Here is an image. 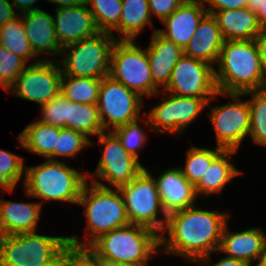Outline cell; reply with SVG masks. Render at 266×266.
<instances>
[{
  "label": "cell",
  "instance_id": "1",
  "mask_svg": "<svg viewBox=\"0 0 266 266\" xmlns=\"http://www.w3.org/2000/svg\"><path fill=\"white\" fill-rule=\"evenodd\" d=\"M229 213L196 208L195 205L167 215V223L160 235V248L165 254L180 255L188 261L205 264L210 255L218 251L222 231Z\"/></svg>",
  "mask_w": 266,
  "mask_h": 266
},
{
  "label": "cell",
  "instance_id": "2",
  "mask_svg": "<svg viewBox=\"0 0 266 266\" xmlns=\"http://www.w3.org/2000/svg\"><path fill=\"white\" fill-rule=\"evenodd\" d=\"M214 69L217 90L225 94L266 88V73L254 40H225Z\"/></svg>",
  "mask_w": 266,
  "mask_h": 266
},
{
  "label": "cell",
  "instance_id": "3",
  "mask_svg": "<svg viewBox=\"0 0 266 266\" xmlns=\"http://www.w3.org/2000/svg\"><path fill=\"white\" fill-rule=\"evenodd\" d=\"M87 173L93 180L90 188L88 181L84 184L78 204L85 207L89 240L86 238L87 242H82L76 236H67L68 245L78 248H86L102 234L130 224L120 190L109 188Z\"/></svg>",
  "mask_w": 266,
  "mask_h": 266
},
{
  "label": "cell",
  "instance_id": "4",
  "mask_svg": "<svg viewBox=\"0 0 266 266\" xmlns=\"http://www.w3.org/2000/svg\"><path fill=\"white\" fill-rule=\"evenodd\" d=\"M160 234L136 224L113 229L94 240L88 248L98 257L131 266H147L154 252L161 251Z\"/></svg>",
  "mask_w": 266,
  "mask_h": 266
},
{
  "label": "cell",
  "instance_id": "5",
  "mask_svg": "<svg viewBox=\"0 0 266 266\" xmlns=\"http://www.w3.org/2000/svg\"><path fill=\"white\" fill-rule=\"evenodd\" d=\"M25 180L22 183L27 197L45 201H61L78 204L88 175H83L64 162L48 160L42 164L25 167Z\"/></svg>",
  "mask_w": 266,
  "mask_h": 266
},
{
  "label": "cell",
  "instance_id": "6",
  "mask_svg": "<svg viewBox=\"0 0 266 266\" xmlns=\"http://www.w3.org/2000/svg\"><path fill=\"white\" fill-rule=\"evenodd\" d=\"M67 236L0 235V266H61Z\"/></svg>",
  "mask_w": 266,
  "mask_h": 266
},
{
  "label": "cell",
  "instance_id": "7",
  "mask_svg": "<svg viewBox=\"0 0 266 266\" xmlns=\"http://www.w3.org/2000/svg\"><path fill=\"white\" fill-rule=\"evenodd\" d=\"M116 38L100 32L62 48V76L102 79L109 75L111 51ZM69 51V52H68ZM67 53V54H66Z\"/></svg>",
  "mask_w": 266,
  "mask_h": 266
},
{
  "label": "cell",
  "instance_id": "8",
  "mask_svg": "<svg viewBox=\"0 0 266 266\" xmlns=\"http://www.w3.org/2000/svg\"><path fill=\"white\" fill-rule=\"evenodd\" d=\"M109 76L140 97L159 95L146 49L135 45V40H116L111 51Z\"/></svg>",
  "mask_w": 266,
  "mask_h": 266
},
{
  "label": "cell",
  "instance_id": "9",
  "mask_svg": "<svg viewBox=\"0 0 266 266\" xmlns=\"http://www.w3.org/2000/svg\"><path fill=\"white\" fill-rule=\"evenodd\" d=\"M123 196L130 224L164 231L167 214L164 212L154 177L145 168L132 181L118 188ZM159 210L164 218H159Z\"/></svg>",
  "mask_w": 266,
  "mask_h": 266
},
{
  "label": "cell",
  "instance_id": "10",
  "mask_svg": "<svg viewBox=\"0 0 266 266\" xmlns=\"http://www.w3.org/2000/svg\"><path fill=\"white\" fill-rule=\"evenodd\" d=\"M143 102L142 97L125 85L109 75L103 77L97 103L103 130L112 131L140 118Z\"/></svg>",
  "mask_w": 266,
  "mask_h": 266
},
{
  "label": "cell",
  "instance_id": "11",
  "mask_svg": "<svg viewBox=\"0 0 266 266\" xmlns=\"http://www.w3.org/2000/svg\"><path fill=\"white\" fill-rule=\"evenodd\" d=\"M214 69L206 62L183 54L174 66L163 93L196 98L227 95L217 90Z\"/></svg>",
  "mask_w": 266,
  "mask_h": 266
},
{
  "label": "cell",
  "instance_id": "12",
  "mask_svg": "<svg viewBox=\"0 0 266 266\" xmlns=\"http://www.w3.org/2000/svg\"><path fill=\"white\" fill-rule=\"evenodd\" d=\"M230 103L212 106L208 117L214 127L217 147L237 151L250 131L248 101H242L239 93L228 94Z\"/></svg>",
  "mask_w": 266,
  "mask_h": 266
},
{
  "label": "cell",
  "instance_id": "13",
  "mask_svg": "<svg viewBox=\"0 0 266 266\" xmlns=\"http://www.w3.org/2000/svg\"><path fill=\"white\" fill-rule=\"evenodd\" d=\"M61 79L59 61L39 60L26 66L8 93L43 105L60 94Z\"/></svg>",
  "mask_w": 266,
  "mask_h": 266
},
{
  "label": "cell",
  "instance_id": "14",
  "mask_svg": "<svg viewBox=\"0 0 266 266\" xmlns=\"http://www.w3.org/2000/svg\"><path fill=\"white\" fill-rule=\"evenodd\" d=\"M170 95V98L154 105L145 114L148 116L150 128L158 133L179 135L213 99Z\"/></svg>",
  "mask_w": 266,
  "mask_h": 266
},
{
  "label": "cell",
  "instance_id": "15",
  "mask_svg": "<svg viewBox=\"0 0 266 266\" xmlns=\"http://www.w3.org/2000/svg\"><path fill=\"white\" fill-rule=\"evenodd\" d=\"M98 138V144L104 145V149L94 174L106 180L109 186L119 188L132 181L145 169L139 159L123 148L118 137L112 131H109L107 135L103 131Z\"/></svg>",
  "mask_w": 266,
  "mask_h": 266
},
{
  "label": "cell",
  "instance_id": "16",
  "mask_svg": "<svg viewBox=\"0 0 266 266\" xmlns=\"http://www.w3.org/2000/svg\"><path fill=\"white\" fill-rule=\"evenodd\" d=\"M53 21L56 37L62 48L100 33L87 4L66 8L57 7Z\"/></svg>",
  "mask_w": 266,
  "mask_h": 266
},
{
  "label": "cell",
  "instance_id": "17",
  "mask_svg": "<svg viewBox=\"0 0 266 266\" xmlns=\"http://www.w3.org/2000/svg\"><path fill=\"white\" fill-rule=\"evenodd\" d=\"M204 6L202 0H186L162 21L166 29H158L157 31L184 50L194 36L199 22L207 14Z\"/></svg>",
  "mask_w": 266,
  "mask_h": 266
},
{
  "label": "cell",
  "instance_id": "18",
  "mask_svg": "<svg viewBox=\"0 0 266 266\" xmlns=\"http://www.w3.org/2000/svg\"><path fill=\"white\" fill-rule=\"evenodd\" d=\"M154 179L162 208L167 215L195 205V186L182 175L180 167L168 169Z\"/></svg>",
  "mask_w": 266,
  "mask_h": 266
},
{
  "label": "cell",
  "instance_id": "19",
  "mask_svg": "<svg viewBox=\"0 0 266 266\" xmlns=\"http://www.w3.org/2000/svg\"><path fill=\"white\" fill-rule=\"evenodd\" d=\"M152 34L151 42L146 48L154 84L165 88L171 77L172 70L183 50L172 40L163 37L156 29Z\"/></svg>",
  "mask_w": 266,
  "mask_h": 266
},
{
  "label": "cell",
  "instance_id": "20",
  "mask_svg": "<svg viewBox=\"0 0 266 266\" xmlns=\"http://www.w3.org/2000/svg\"><path fill=\"white\" fill-rule=\"evenodd\" d=\"M21 15L24 31L34 54L39 56L42 52H51L59 56L62 47L56 37L53 16L41 9L28 11Z\"/></svg>",
  "mask_w": 266,
  "mask_h": 266
},
{
  "label": "cell",
  "instance_id": "21",
  "mask_svg": "<svg viewBox=\"0 0 266 266\" xmlns=\"http://www.w3.org/2000/svg\"><path fill=\"white\" fill-rule=\"evenodd\" d=\"M224 41L216 19L207 13L199 22L183 54L213 66V63L217 64Z\"/></svg>",
  "mask_w": 266,
  "mask_h": 266
},
{
  "label": "cell",
  "instance_id": "22",
  "mask_svg": "<svg viewBox=\"0 0 266 266\" xmlns=\"http://www.w3.org/2000/svg\"><path fill=\"white\" fill-rule=\"evenodd\" d=\"M42 203L12 202L0 199V235L36 232Z\"/></svg>",
  "mask_w": 266,
  "mask_h": 266
},
{
  "label": "cell",
  "instance_id": "23",
  "mask_svg": "<svg viewBox=\"0 0 266 266\" xmlns=\"http://www.w3.org/2000/svg\"><path fill=\"white\" fill-rule=\"evenodd\" d=\"M225 224L218 251L227 253V257L242 260L252 265L258 260L263 250L266 234L261 228H250L241 232L230 233Z\"/></svg>",
  "mask_w": 266,
  "mask_h": 266
},
{
  "label": "cell",
  "instance_id": "24",
  "mask_svg": "<svg viewBox=\"0 0 266 266\" xmlns=\"http://www.w3.org/2000/svg\"><path fill=\"white\" fill-rule=\"evenodd\" d=\"M224 40H254L260 33L256 13L248 8L225 9L212 14Z\"/></svg>",
  "mask_w": 266,
  "mask_h": 266
},
{
  "label": "cell",
  "instance_id": "25",
  "mask_svg": "<svg viewBox=\"0 0 266 266\" xmlns=\"http://www.w3.org/2000/svg\"><path fill=\"white\" fill-rule=\"evenodd\" d=\"M235 150H222L212 161L205 175L195 185V191L198 195H206L219 193L223 187L232 181V179L240 175V171L236 169L228 160L231 159Z\"/></svg>",
  "mask_w": 266,
  "mask_h": 266
},
{
  "label": "cell",
  "instance_id": "26",
  "mask_svg": "<svg viewBox=\"0 0 266 266\" xmlns=\"http://www.w3.org/2000/svg\"><path fill=\"white\" fill-rule=\"evenodd\" d=\"M147 24L153 25L148 0H122V14L117 40H136Z\"/></svg>",
  "mask_w": 266,
  "mask_h": 266
},
{
  "label": "cell",
  "instance_id": "27",
  "mask_svg": "<svg viewBox=\"0 0 266 266\" xmlns=\"http://www.w3.org/2000/svg\"><path fill=\"white\" fill-rule=\"evenodd\" d=\"M58 135L59 127L44 124L38 120L28 124L17 139L21 148L47 159L56 149Z\"/></svg>",
  "mask_w": 266,
  "mask_h": 266
},
{
  "label": "cell",
  "instance_id": "28",
  "mask_svg": "<svg viewBox=\"0 0 266 266\" xmlns=\"http://www.w3.org/2000/svg\"><path fill=\"white\" fill-rule=\"evenodd\" d=\"M67 129L89 135L103 132L98 106L86 103H74L67 99Z\"/></svg>",
  "mask_w": 266,
  "mask_h": 266
},
{
  "label": "cell",
  "instance_id": "29",
  "mask_svg": "<svg viewBox=\"0 0 266 266\" xmlns=\"http://www.w3.org/2000/svg\"><path fill=\"white\" fill-rule=\"evenodd\" d=\"M19 16L20 14L0 27V45L27 63L28 60L35 59L37 56L32 51L24 31V22Z\"/></svg>",
  "mask_w": 266,
  "mask_h": 266
},
{
  "label": "cell",
  "instance_id": "30",
  "mask_svg": "<svg viewBox=\"0 0 266 266\" xmlns=\"http://www.w3.org/2000/svg\"><path fill=\"white\" fill-rule=\"evenodd\" d=\"M102 79L62 76L60 93L74 103L97 105Z\"/></svg>",
  "mask_w": 266,
  "mask_h": 266
},
{
  "label": "cell",
  "instance_id": "31",
  "mask_svg": "<svg viewBox=\"0 0 266 266\" xmlns=\"http://www.w3.org/2000/svg\"><path fill=\"white\" fill-rule=\"evenodd\" d=\"M242 95L252 97L247 100L250 110L249 134L254 143L266 146V88L248 91Z\"/></svg>",
  "mask_w": 266,
  "mask_h": 266
},
{
  "label": "cell",
  "instance_id": "32",
  "mask_svg": "<svg viewBox=\"0 0 266 266\" xmlns=\"http://www.w3.org/2000/svg\"><path fill=\"white\" fill-rule=\"evenodd\" d=\"M87 7L94 16L99 31L114 36L113 30L120 23L122 0H87Z\"/></svg>",
  "mask_w": 266,
  "mask_h": 266
},
{
  "label": "cell",
  "instance_id": "33",
  "mask_svg": "<svg viewBox=\"0 0 266 266\" xmlns=\"http://www.w3.org/2000/svg\"><path fill=\"white\" fill-rule=\"evenodd\" d=\"M222 150L223 149L219 147H216L215 150H211L194 146L188 149L185 167L180 168L182 175L195 186L205 175L213 159Z\"/></svg>",
  "mask_w": 266,
  "mask_h": 266
},
{
  "label": "cell",
  "instance_id": "34",
  "mask_svg": "<svg viewBox=\"0 0 266 266\" xmlns=\"http://www.w3.org/2000/svg\"><path fill=\"white\" fill-rule=\"evenodd\" d=\"M94 144L85 134L67 128L59 127V135L56 141V149L47 158L48 160L56 161V157H71L74 158L84 147Z\"/></svg>",
  "mask_w": 266,
  "mask_h": 266
},
{
  "label": "cell",
  "instance_id": "35",
  "mask_svg": "<svg viewBox=\"0 0 266 266\" xmlns=\"http://www.w3.org/2000/svg\"><path fill=\"white\" fill-rule=\"evenodd\" d=\"M138 120H142L144 124L150 126L148 116L144 118H137L128 122L126 125H122L112 130V132L118 137L123 148L138 159V149L144 147L147 140L145 132L139 126Z\"/></svg>",
  "mask_w": 266,
  "mask_h": 266
},
{
  "label": "cell",
  "instance_id": "36",
  "mask_svg": "<svg viewBox=\"0 0 266 266\" xmlns=\"http://www.w3.org/2000/svg\"><path fill=\"white\" fill-rule=\"evenodd\" d=\"M23 158L10 153L6 150L0 149V192L4 190L12 192L19 181L25 166L23 165Z\"/></svg>",
  "mask_w": 266,
  "mask_h": 266
},
{
  "label": "cell",
  "instance_id": "37",
  "mask_svg": "<svg viewBox=\"0 0 266 266\" xmlns=\"http://www.w3.org/2000/svg\"><path fill=\"white\" fill-rule=\"evenodd\" d=\"M26 68V62L0 45V86L9 91L18 76Z\"/></svg>",
  "mask_w": 266,
  "mask_h": 266
},
{
  "label": "cell",
  "instance_id": "38",
  "mask_svg": "<svg viewBox=\"0 0 266 266\" xmlns=\"http://www.w3.org/2000/svg\"><path fill=\"white\" fill-rule=\"evenodd\" d=\"M40 122L48 125L67 128V98L61 93L46 104L41 105Z\"/></svg>",
  "mask_w": 266,
  "mask_h": 266
},
{
  "label": "cell",
  "instance_id": "39",
  "mask_svg": "<svg viewBox=\"0 0 266 266\" xmlns=\"http://www.w3.org/2000/svg\"><path fill=\"white\" fill-rule=\"evenodd\" d=\"M61 266H97V256L88 247L68 245L63 251Z\"/></svg>",
  "mask_w": 266,
  "mask_h": 266
},
{
  "label": "cell",
  "instance_id": "40",
  "mask_svg": "<svg viewBox=\"0 0 266 266\" xmlns=\"http://www.w3.org/2000/svg\"><path fill=\"white\" fill-rule=\"evenodd\" d=\"M186 0H148L149 11L155 14L162 22L178 9Z\"/></svg>",
  "mask_w": 266,
  "mask_h": 266
},
{
  "label": "cell",
  "instance_id": "41",
  "mask_svg": "<svg viewBox=\"0 0 266 266\" xmlns=\"http://www.w3.org/2000/svg\"><path fill=\"white\" fill-rule=\"evenodd\" d=\"M203 3H207V13L213 14L216 11L225 9H240L247 8L248 0H202ZM215 9V10H214Z\"/></svg>",
  "mask_w": 266,
  "mask_h": 266
},
{
  "label": "cell",
  "instance_id": "42",
  "mask_svg": "<svg viewBox=\"0 0 266 266\" xmlns=\"http://www.w3.org/2000/svg\"><path fill=\"white\" fill-rule=\"evenodd\" d=\"M17 11L9 0H0V27L17 17Z\"/></svg>",
  "mask_w": 266,
  "mask_h": 266
},
{
  "label": "cell",
  "instance_id": "43",
  "mask_svg": "<svg viewBox=\"0 0 266 266\" xmlns=\"http://www.w3.org/2000/svg\"><path fill=\"white\" fill-rule=\"evenodd\" d=\"M259 55L261 57V62L266 73V28L261 29L260 33L254 39Z\"/></svg>",
  "mask_w": 266,
  "mask_h": 266
},
{
  "label": "cell",
  "instance_id": "44",
  "mask_svg": "<svg viewBox=\"0 0 266 266\" xmlns=\"http://www.w3.org/2000/svg\"><path fill=\"white\" fill-rule=\"evenodd\" d=\"M15 9H18L19 13H25L28 11H33L40 9L38 7H33V4L38 0H10Z\"/></svg>",
  "mask_w": 266,
  "mask_h": 266
},
{
  "label": "cell",
  "instance_id": "45",
  "mask_svg": "<svg viewBox=\"0 0 266 266\" xmlns=\"http://www.w3.org/2000/svg\"><path fill=\"white\" fill-rule=\"evenodd\" d=\"M211 266H251V264L242 260L226 256L224 258H221L219 261H217L214 265Z\"/></svg>",
  "mask_w": 266,
  "mask_h": 266
},
{
  "label": "cell",
  "instance_id": "46",
  "mask_svg": "<svg viewBox=\"0 0 266 266\" xmlns=\"http://www.w3.org/2000/svg\"><path fill=\"white\" fill-rule=\"evenodd\" d=\"M53 4L58 5V8H66L70 6L86 5L87 0H46Z\"/></svg>",
  "mask_w": 266,
  "mask_h": 266
},
{
  "label": "cell",
  "instance_id": "47",
  "mask_svg": "<svg viewBox=\"0 0 266 266\" xmlns=\"http://www.w3.org/2000/svg\"><path fill=\"white\" fill-rule=\"evenodd\" d=\"M257 20L261 29L266 28V0L261 1V7L256 13Z\"/></svg>",
  "mask_w": 266,
  "mask_h": 266
},
{
  "label": "cell",
  "instance_id": "48",
  "mask_svg": "<svg viewBox=\"0 0 266 266\" xmlns=\"http://www.w3.org/2000/svg\"><path fill=\"white\" fill-rule=\"evenodd\" d=\"M97 266H131V265L120 264L118 262L110 261L97 256Z\"/></svg>",
  "mask_w": 266,
  "mask_h": 266
},
{
  "label": "cell",
  "instance_id": "49",
  "mask_svg": "<svg viewBox=\"0 0 266 266\" xmlns=\"http://www.w3.org/2000/svg\"><path fill=\"white\" fill-rule=\"evenodd\" d=\"M262 0H248L247 8L253 13H257L261 7Z\"/></svg>",
  "mask_w": 266,
  "mask_h": 266
},
{
  "label": "cell",
  "instance_id": "50",
  "mask_svg": "<svg viewBox=\"0 0 266 266\" xmlns=\"http://www.w3.org/2000/svg\"><path fill=\"white\" fill-rule=\"evenodd\" d=\"M255 266H266V240L259 258V262Z\"/></svg>",
  "mask_w": 266,
  "mask_h": 266
}]
</instances>
